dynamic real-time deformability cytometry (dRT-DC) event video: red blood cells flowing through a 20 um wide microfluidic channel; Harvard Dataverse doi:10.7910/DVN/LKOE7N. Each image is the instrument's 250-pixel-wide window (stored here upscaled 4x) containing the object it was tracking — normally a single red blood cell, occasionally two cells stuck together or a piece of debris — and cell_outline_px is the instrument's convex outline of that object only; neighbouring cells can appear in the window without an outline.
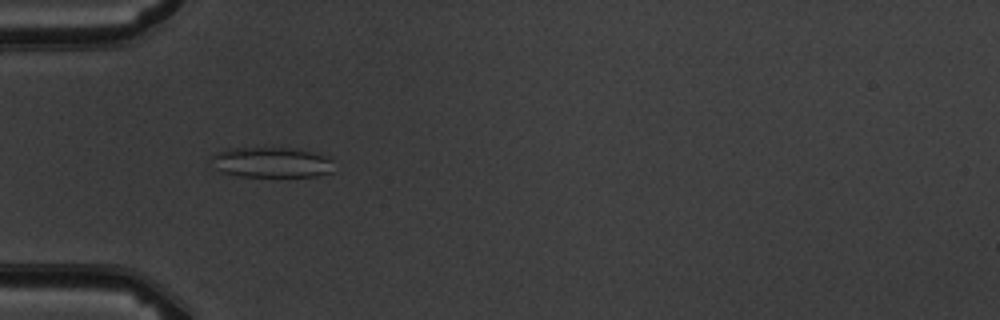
{"species": "common noctule bat (a hibernating species)", "species_latin": "Nyctalus noctula", "temperature_condition": "warm", "stored_images_in_passage": 5, "camera_frame_rate_fps": 3000, "um_per_image_px": 0.085, "animal": {"sex": "male", "body_mass_g": 19.5, "forearm_length_mm": 54.6}, "frame": {"image": 1, "passage_image": 4, "time_ms": 3.667, "image_size_px": [1000, 320], "cell_outline_px": [[332, 172], [316, 176], [240, 176], [220, 172], [212, 156], [228, 148], [300, 148], [332, 156]], "centroid_in_image_um": [23.2, 13.79], "position_along_channel_um": 61.8, "area_um2": 21.68}}
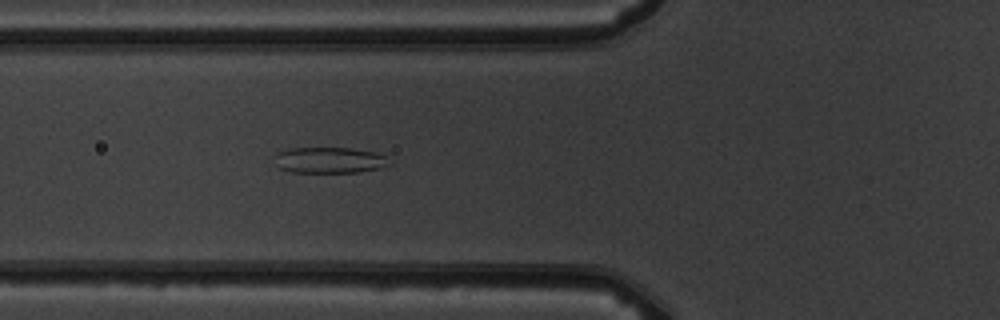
{"frame": {"image": 2, "passage_image": 5, "time_ms": 4.667, "image_size_px": [1000, 320], "cell_outline_px": [[392, 164], [380, 168], [360, 172], [292, 172], [280, 168], [272, 156], [276, 152], [292, 148], [352, 148], [372, 152], [388, 156]], "centroid_in_image_um": [28.02, 13.61], "position_along_channel_um": 97.8, "area_um2": 17.51}}